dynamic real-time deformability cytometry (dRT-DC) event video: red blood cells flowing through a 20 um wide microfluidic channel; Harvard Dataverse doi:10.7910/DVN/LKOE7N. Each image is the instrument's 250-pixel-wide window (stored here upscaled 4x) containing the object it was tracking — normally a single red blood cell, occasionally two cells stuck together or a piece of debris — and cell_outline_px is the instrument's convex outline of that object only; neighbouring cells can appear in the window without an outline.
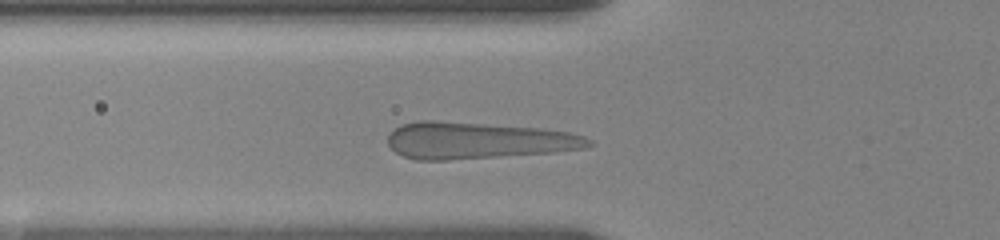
{"species": "human", "species_latin": "Homo sapiens", "temperature_condition": "room temperature", "stored_images_in_passage": 40, "camera_frame_rate_fps": 3000, "um_per_image_px": 0.085, "donor": {"sex": "female"}, "frame": {"image": 1, "passage_image": 9, "time_ms": 2.0, "image_size_px": [1000, 240], "cell_outline_px": [[592, 144], [584, 148], [552, 152], [448, 160], [416, 160], [404, 156], [396, 152], [388, 144], [388, 136], [400, 124], [420, 120], [432, 120], [540, 128], [568, 132], [584, 136], [592, 140]], "centroid_in_image_um": [40.58, 11.94], "position_along_channel_um": 85.2, "area_um2": 42.66}}
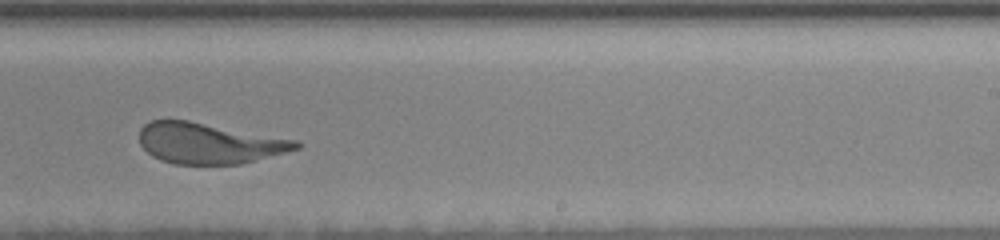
{"frame": {"image": 2, "passage_image": 25, "time_ms": 7.333, "image_size_px": [1000, 240], "cell_outline_px": [[300, 148], [240, 164], [172, 164], [160, 160], [152, 156], [140, 144], [140, 128], [144, 124], [152, 120], [188, 120], [296, 140], [300, 144]], "centroid_in_image_um": [17.72, 12.18], "position_along_channel_um": 271.3, "area_um2": 36.93}}
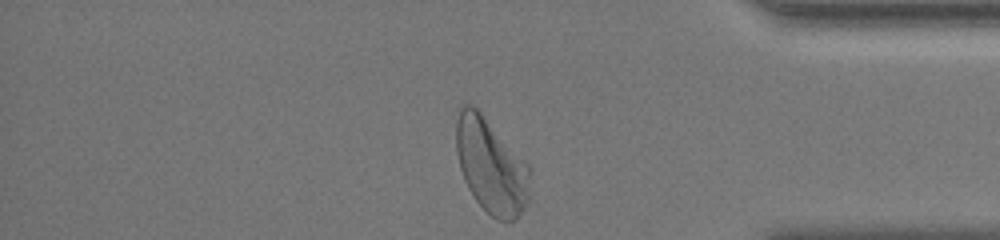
{"frame": {"image": 3, "passage_image": 39, "time_ms": 11.333, "image_size_px": [1000, 240], "cell_outline_px": [[532, 168], [528, 204], [516, 220], [496, 220], [476, 200], [468, 188], [464, 180], [460, 168], [456, 152], [456, 120], [460, 104], [472, 104], [480, 112]], "centroid_in_image_um": [41.75, 14.11], "position_along_channel_um": 393.4, "area_um2": 40.98}, "authors_computed_cell_mechanics": {"area_um2": 39.4196, "velocity_mm_per_s": 3.4776, "shape_relaxation_time_tau1_ms": 8.4108, "shape_relaxation_time_tau2_ms": null, "deformation_change_tau1": 0.2283, "deformation_change_tau2": null}}